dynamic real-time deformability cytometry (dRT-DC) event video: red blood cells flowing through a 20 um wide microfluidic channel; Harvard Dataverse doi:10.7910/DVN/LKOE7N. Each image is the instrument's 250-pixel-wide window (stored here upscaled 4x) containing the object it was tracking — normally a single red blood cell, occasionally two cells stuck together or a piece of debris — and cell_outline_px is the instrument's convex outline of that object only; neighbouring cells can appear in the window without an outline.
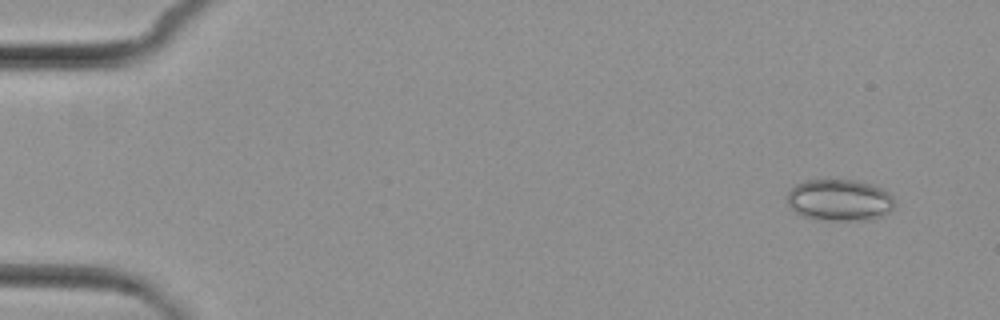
{"species": "common noctule bat (a hibernating species)", "species_latin": "Nyctalus noctula", "temperature_condition": "cold", "stored_images_in_passage": 6, "camera_frame_rate_fps": 3000, "um_per_image_px": 0.085, "animal": {"sex": "female", "body_mass_g": 29.2, "forearm_length_mm": 56.3}, "frame": {"image": 1, "passage_image": 1, "time_ms": 0.0, "image_size_px": [1000, 320], "cell_outline_px": [[892, 208], [888, 212], [880, 216], [868, 220], [820, 220], [804, 216], [796, 212], [788, 204], [788, 192], [796, 184], [804, 180], [856, 180], [880, 188], [888, 192], [892, 196]], "centroid_in_image_um": [71.33, 17.01], "position_along_channel_um": 13.7, "area_um2": 25.72}}
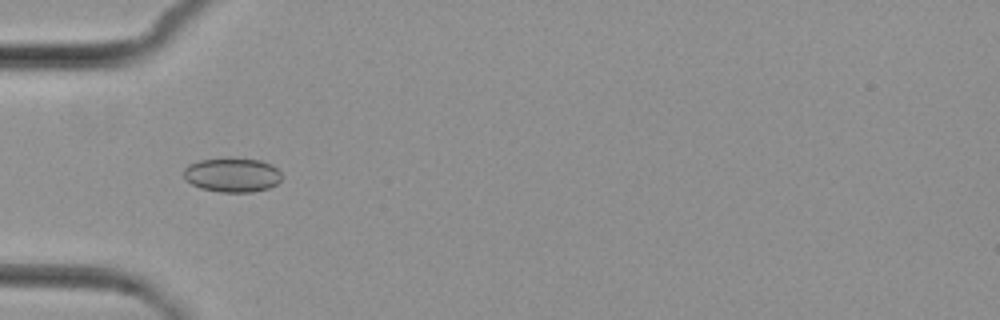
{"frame": {"image": 2, "passage_image": 5, "time_ms": 4.667, "image_size_px": [1000, 320], "cell_outline_px": [[280, 180], [276, 184], [268, 188], [252, 192], [220, 192], [200, 188], [192, 184], [184, 176], [184, 168], [188, 164], [200, 160], [228, 156], [260, 160], [272, 164], [280, 172]], "centroid_in_image_um": [19.73, 14.84], "position_along_channel_um": 65.3, "area_um2": 19.88}}
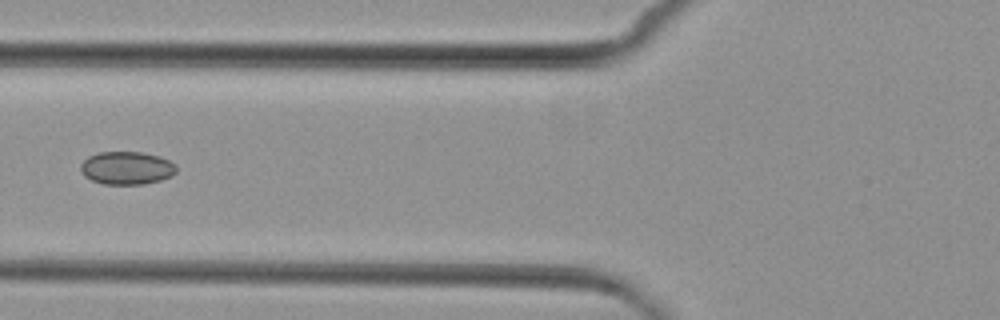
{"frame": {"image": 3, "passage_image": 6, "time_ms": 6.0, "image_size_px": [1000, 320], "cell_outline_px": [[176, 172], [172, 176], [160, 180], [144, 184], [104, 184], [92, 180], [84, 176], [80, 172], [80, 164], [88, 156], [100, 152], [140, 152], [160, 156], [176, 164]], "centroid_in_image_um": [10.76, 14.28], "position_along_channel_um": 115.0, "area_um2": 18.5}}